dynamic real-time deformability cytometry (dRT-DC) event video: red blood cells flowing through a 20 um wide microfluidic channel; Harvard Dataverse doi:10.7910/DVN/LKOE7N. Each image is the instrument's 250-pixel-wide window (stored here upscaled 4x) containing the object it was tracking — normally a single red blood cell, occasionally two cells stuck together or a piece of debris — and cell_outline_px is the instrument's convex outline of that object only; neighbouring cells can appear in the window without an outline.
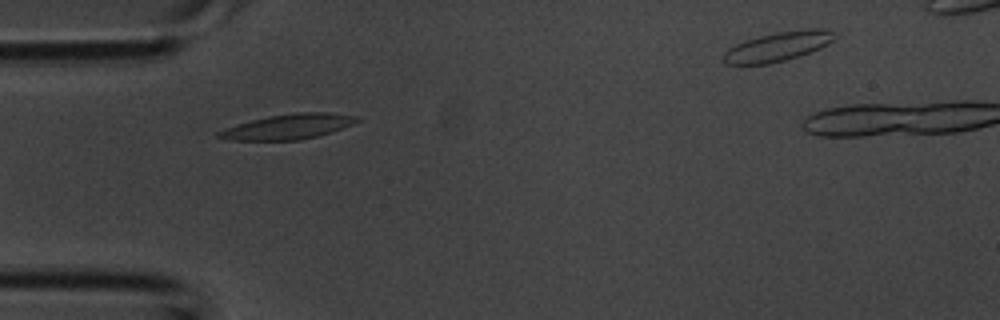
{"species": "common noctule bat (a hibernating species)", "species_latin": "Nyctalus noctula", "temperature_condition": "room temperature", "stored_images_in_passage": 3, "camera_frame_rate_fps": 3000, "um_per_image_px": 0.085, "animal": {"sex": "male", "body_mass_g": 20.1, "forearm_length_mm": 53.5}, "frame": {"image": 1, "passage_image": 3, "time_ms": 0.667, "image_size_px": [1000, 320], "cell_outline_px": [[360, 120], [352, 124], [332, 132], [320, 136], [300, 140], [228, 140], [216, 136], [216, 132], [224, 128], [236, 124], [268, 116], [296, 112], [328, 112], [360, 116]], "centroid_in_image_um": [24.51, 10.76], "position_along_channel_um": 60.5, "area_um2": 20.4}}